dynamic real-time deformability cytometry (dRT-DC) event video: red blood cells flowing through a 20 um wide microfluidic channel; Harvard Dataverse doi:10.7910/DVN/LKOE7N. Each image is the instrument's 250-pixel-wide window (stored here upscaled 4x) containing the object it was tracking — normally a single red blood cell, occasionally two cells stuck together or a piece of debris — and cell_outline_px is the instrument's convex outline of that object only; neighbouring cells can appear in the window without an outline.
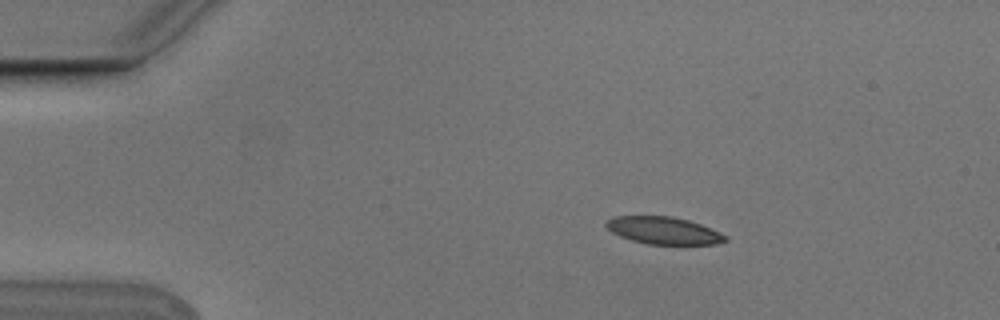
{"species": "Egyptian fruit bat (a non-hibernating species)", "species_latin": "Rousettus aegyptiacus", "temperature_condition": "cold", "stored_images_in_passage": 5, "camera_frame_rate_fps": 3000, "um_per_image_px": 0.085, "animal": {"sex": "male"}, "frame": {"image": 1, "passage_image": 2, "time_ms": 0.333, "image_size_px": [1000, 320], "cell_outline_px": [[728, 240], [716, 244], [648, 244], [632, 240], [620, 236], [612, 232], [604, 224], [612, 216], [672, 216], [688, 220], [700, 224], [728, 236]], "centroid_in_image_um": [56.4, 19.59], "position_along_channel_um": 28.6, "area_um2": 18.84}}